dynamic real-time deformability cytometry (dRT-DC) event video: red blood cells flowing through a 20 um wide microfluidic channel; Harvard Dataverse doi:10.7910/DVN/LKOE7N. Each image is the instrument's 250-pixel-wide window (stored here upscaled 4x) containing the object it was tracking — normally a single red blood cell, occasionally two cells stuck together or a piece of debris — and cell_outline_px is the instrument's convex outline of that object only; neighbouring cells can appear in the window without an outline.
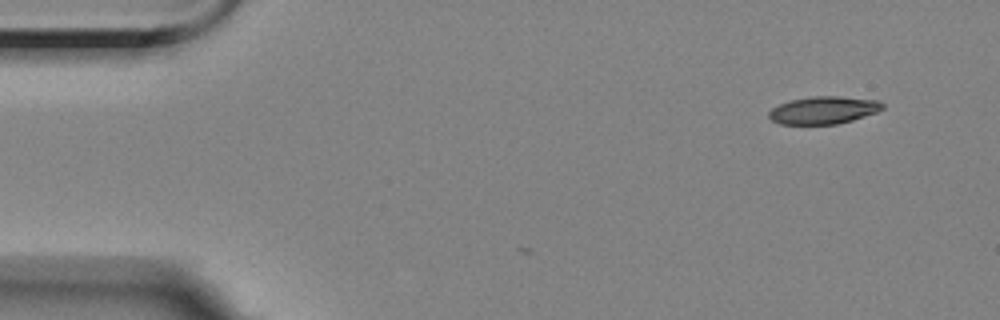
{"species": "Egyptian fruit bat (a non-hibernating species)", "species_latin": "Rousettus aegyptiacus", "temperature_condition": "room temperature", "stored_images_in_passage": 2, "camera_frame_rate_fps": 3000, "um_per_image_px": 0.085, "animal": {"sex": "female"}, "frame": {"image": 1, "passage_image": 1, "time_ms": 0.0, "image_size_px": [1000, 320], "cell_outline_px": [[884, 108], [876, 112], [852, 120], [836, 124], [780, 124], [772, 120], [768, 116], [768, 112], [772, 108], [780, 104], [792, 100], [812, 96], [840, 96], [880, 100], [884, 104]], "centroid_in_image_um": [70.02, 9.36], "position_along_channel_um": 15.0, "area_um2": 18.21}}